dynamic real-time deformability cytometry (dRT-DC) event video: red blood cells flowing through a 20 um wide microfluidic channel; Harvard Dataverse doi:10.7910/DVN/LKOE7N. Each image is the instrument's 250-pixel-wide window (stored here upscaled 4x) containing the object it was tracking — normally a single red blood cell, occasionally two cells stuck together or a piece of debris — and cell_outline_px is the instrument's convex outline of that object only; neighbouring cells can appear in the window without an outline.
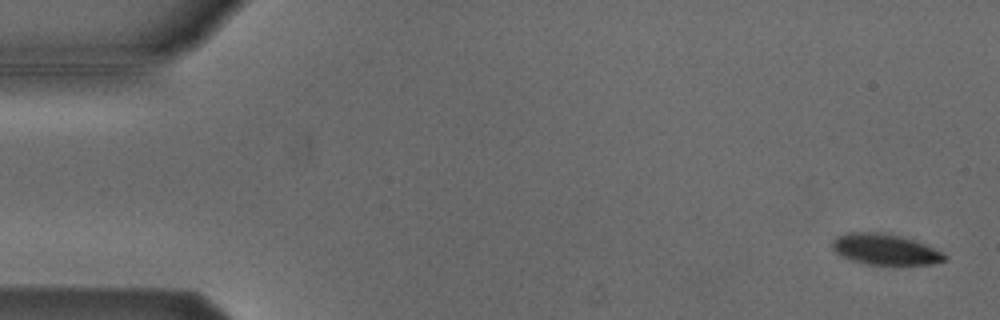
{"species": "Egyptian fruit bat (a non-hibernating species)", "species_latin": "Rousettus aegyptiacus", "temperature_condition": "cold", "stored_images_in_passage": 4, "camera_frame_rate_fps": 3000, "um_per_image_px": 0.085, "animal": {"sex": "male"}, "frame": {"image": 1, "passage_image": 1, "time_ms": 0.0, "image_size_px": [1000, 320], "cell_outline_px": [[948, 256], [944, 260], [932, 264], [868, 264], [852, 260], [836, 252], [832, 248], [832, 240], [836, 236], [848, 232], [876, 232], [900, 236], [924, 244], [944, 252]], "centroid_in_image_um": [75.23, 21.19], "position_along_channel_um": 9.8, "area_um2": 19.88}}